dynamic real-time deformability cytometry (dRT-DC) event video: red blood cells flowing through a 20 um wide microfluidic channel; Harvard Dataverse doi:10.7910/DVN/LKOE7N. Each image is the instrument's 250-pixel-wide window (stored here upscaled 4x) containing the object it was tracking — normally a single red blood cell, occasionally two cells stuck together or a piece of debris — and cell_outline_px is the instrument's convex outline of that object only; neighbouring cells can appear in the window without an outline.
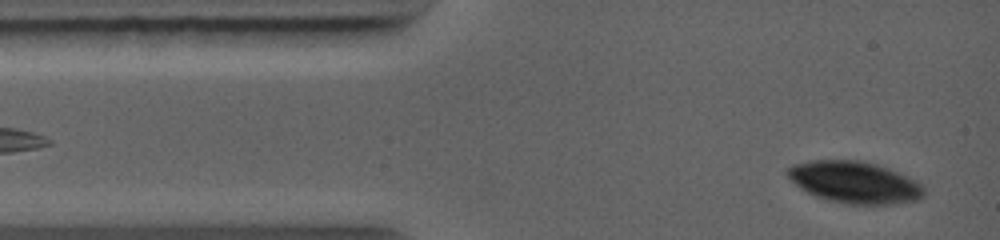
{"species": "common noctule bat (a hibernating species)", "species_latin": "Nyctalus noctula", "temperature_condition": "warm", "stored_images_in_passage": 5, "camera_frame_rate_fps": 5000, "um_per_image_px": 0.085, "animal": {"sex": "female", "body_mass_g": 19.0, "forearm_length_mm": 56.7}, "frame": {"image": 1, "passage_image": 2, "time_ms": 0.4, "image_size_px": [1000, 240], "cell_outline_px": [[924, 196], [916, 200], [892, 204], [848, 204], [828, 200], [816, 196], [800, 188], [784, 172], [792, 164], [812, 160], [860, 160], [876, 164], [888, 168], [908, 176], [916, 180], [924, 188]], "centroid_in_image_um": [72.64, 15.48], "position_along_channel_um": 12.4, "area_um2": 33.18}}